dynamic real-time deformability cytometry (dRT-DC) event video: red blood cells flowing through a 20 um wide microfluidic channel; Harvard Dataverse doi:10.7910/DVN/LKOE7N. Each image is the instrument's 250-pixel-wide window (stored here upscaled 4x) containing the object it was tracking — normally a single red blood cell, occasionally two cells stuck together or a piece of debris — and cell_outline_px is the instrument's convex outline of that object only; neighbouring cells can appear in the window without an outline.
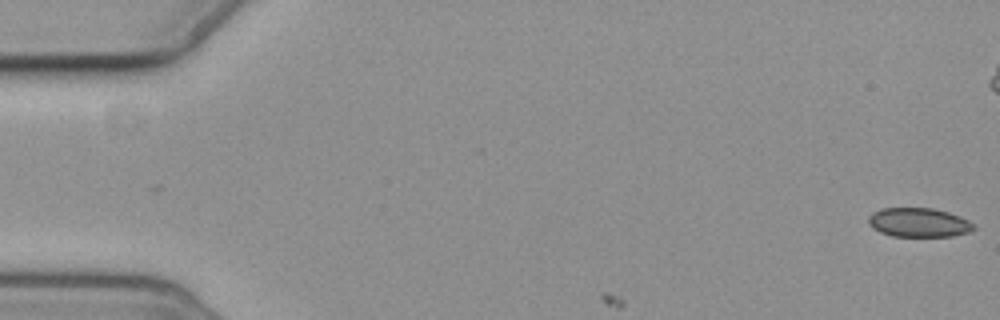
{"species": "common noctule bat (a hibernating species)", "species_latin": "Nyctalus noctula", "temperature_condition": "cold", "stored_images_in_passage": 3, "camera_frame_rate_fps": 3000, "um_per_image_px": 0.085, "animal": {"sex": "female", "body_mass_g": 19.3, "forearm_length_mm": 54.1}, "frame": {"image": 1, "passage_image": 1, "time_ms": 0.0, "image_size_px": [1000, 320], "cell_outline_px": [[976, 228], [968, 232], [952, 236], [892, 236], [880, 232], [872, 228], [868, 224], [868, 216], [872, 212], [880, 208], [932, 208], [948, 212], [960, 216], [976, 224]], "centroid_in_image_um": [78.08, 18.91], "position_along_channel_um": 6.9, "area_um2": 18.03}}